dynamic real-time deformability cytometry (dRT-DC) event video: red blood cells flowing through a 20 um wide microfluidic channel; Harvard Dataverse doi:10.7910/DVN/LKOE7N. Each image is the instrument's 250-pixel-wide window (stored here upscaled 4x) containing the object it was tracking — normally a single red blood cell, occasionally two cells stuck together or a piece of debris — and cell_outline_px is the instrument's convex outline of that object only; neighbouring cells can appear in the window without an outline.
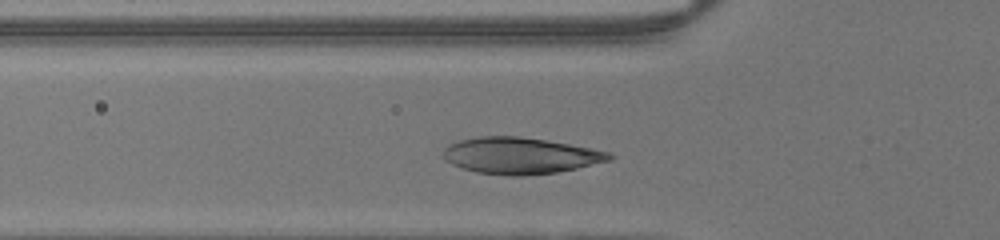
{"species": "human", "species_latin": "Homo sapiens", "temperature_condition": "warm", "stored_images_in_passage": 25, "camera_frame_rate_fps": 3000, "um_per_image_px": 0.085, "donor": {"sex": "male"}, "frame": {"image": 1, "passage_image": 1, "time_ms": 0.0, "image_size_px": [1000, 240], "cell_outline_px": [[600, 156], [584, 164], [568, 168], [548, 172], [488, 172], [472, 140], [536, 140], [560, 144], [580, 148], [596, 152]], "centroid_in_image_um": [45.08, 13.24], "position_along_channel_um": 80.7, "area_um2": 22.6}}
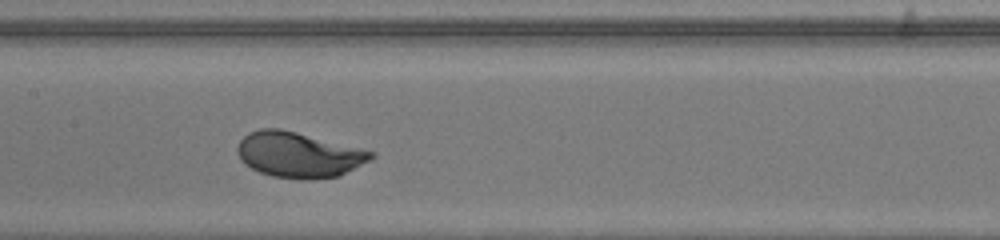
{"frame": {"image": 2, "passage_image": 8, "time_ms": 2.333, "image_size_px": [1000, 240], "cell_outline_px": [[368, 156], [348, 168], [332, 176], [284, 176], [268, 172], [256, 168], [244, 160], [240, 152], [244, 140], [248, 136], [256, 132], [288, 132], [368, 152]], "centroid_in_image_um": [25.31, 13.16], "position_along_channel_um": 182.1, "area_um2": 29.36}}
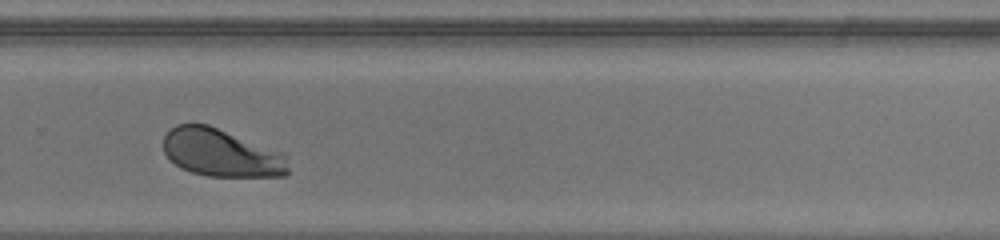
{"frame": {"image": 3, "passage_image": 17, "time_ms": 5.333, "image_size_px": [1000, 240], "cell_outline_px": [[284, 172], [252, 176], [220, 176], [200, 172], [188, 168], [172, 160], [168, 156], [168, 152], [172, 132], [176, 128], [184, 124], [204, 124], [228, 136]], "centroid_in_image_um": [18.29, 13.02], "position_along_channel_um": 311.5, "area_um2": 26.41}}